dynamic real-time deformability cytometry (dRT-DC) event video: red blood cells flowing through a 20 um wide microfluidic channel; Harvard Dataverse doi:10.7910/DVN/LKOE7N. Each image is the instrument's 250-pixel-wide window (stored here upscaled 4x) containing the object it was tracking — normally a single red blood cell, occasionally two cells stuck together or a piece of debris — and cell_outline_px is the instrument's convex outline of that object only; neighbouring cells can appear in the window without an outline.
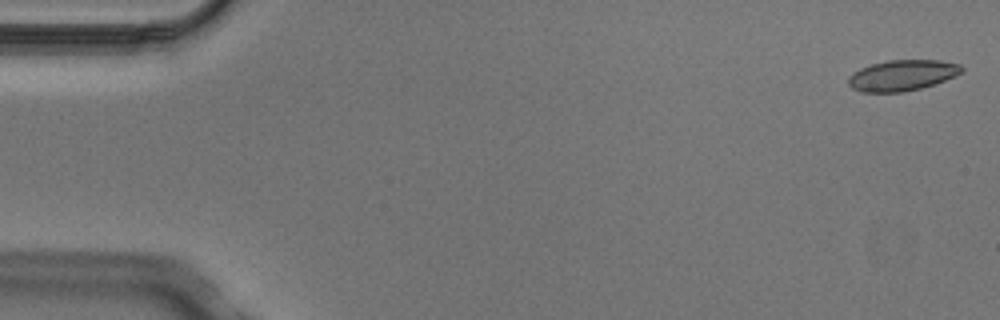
{"species": "Egyptian fruit bat (a non-hibernating species)", "species_latin": "Rousettus aegyptiacus", "temperature_condition": "cold", "stored_images_in_passage": 6, "camera_frame_rate_fps": 3000, "um_per_image_px": 0.085, "animal": {"sex": "male"}, "frame": {"image": 1, "passage_image": 1, "time_ms": 0.0, "image_size_px": [1000, 320], "cell_outline_px": [[964, 72], [944, 80], [920, 88], [900, 92], [860, 92], [852, 88], [848, 84], [848, 76], [860, 68], [872, 64], [888, 60], [940, 60], [960, 64], [964, 68]], "centroid_in_image_um": [76.68, 6.39], "position_along_channel_um": 8.3, "area_um2": 20.29}}
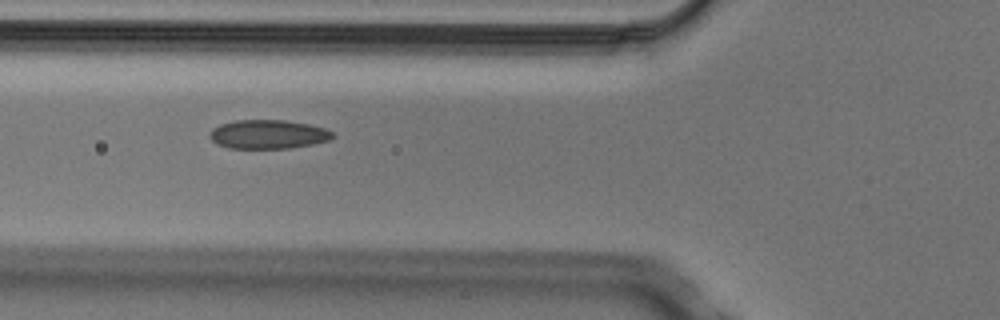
{"frame": {"image": 2, "passage_image": 5, "time_ms": 1.333, "image_size_px": [1000, 320], "cell_outline_px": [[336, 136], [332, 140], [312, 144], [288, 148], [228, 148], [216, 144], [208, 136], [212, 128], [220, 124], [236, 120], [284, 120], [308, 124], [324, 128], [332, 132]], "centroid_in_image_um": [22.78, 11.42], "position_along_channel_um": 103.0, "area_um2": 20.81}}
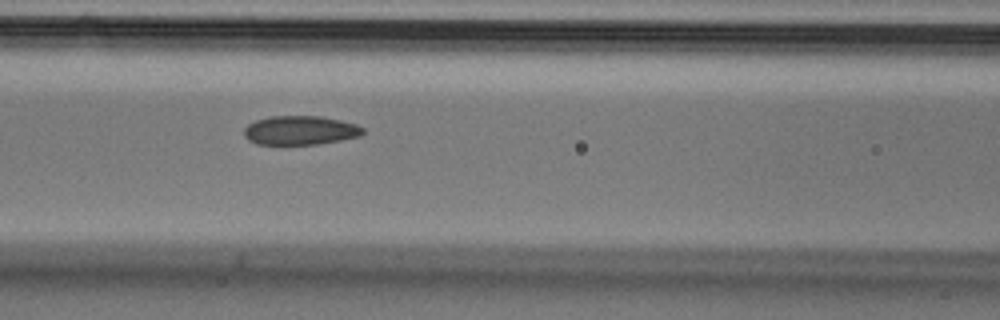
{"frame": {"image": 3, "passage_image": 6, "time_ms": 1.667, "image_size_px": [1000, 320], "cell_outline_px": [[364, 132], [360, 136], [340, 140], [316, 144], [256, 144], [248, 140], [244, 136], [244, 128], [248, 124], [256, 120], [272, 116], [320, 116], [340, 120], [356, 124], [364, 128]], "centroid_in_image_um": [25.51, 11.07], "position_along_channel_um": 141.1, "area_um2": 20.06}}